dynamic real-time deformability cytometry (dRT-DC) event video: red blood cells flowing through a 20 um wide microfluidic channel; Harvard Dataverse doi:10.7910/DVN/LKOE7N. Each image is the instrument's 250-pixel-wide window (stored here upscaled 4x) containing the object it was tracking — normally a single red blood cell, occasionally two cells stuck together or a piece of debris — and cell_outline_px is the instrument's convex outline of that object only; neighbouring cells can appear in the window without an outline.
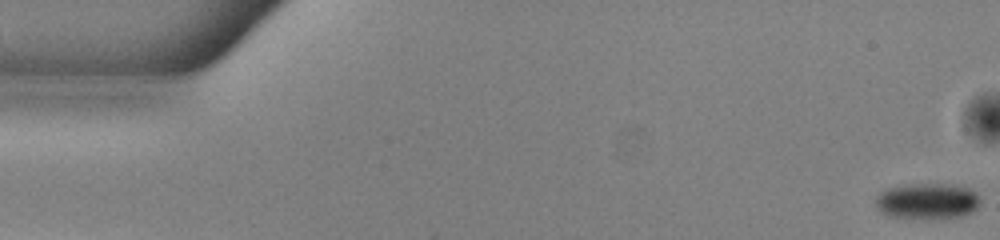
{"species": "common noctule bat (a hibernating species)", "species_latin": "Nyctalus noctula", "temperature_condition": "warm", "stored_images_in_passage": 53, "camera_frame_rate_fps": 3000, "um_per_image_px": 0.085, "animal": {"sex": "male", "body_mass_g": 13.0, "forearm_length_mm": 53.1}, "frame": {"image": 1, "passage_image": 1, "time_ms": 0.0, "image_size_px": [1000, 240], "cell_outline_px": [[980, 204], [972, 212], [960, 216], [892, 216], [880, 212], [876, 208], [876, 196], [880, 192], [888, 188], [912, 184], [948, 184], [968, 188], [976, 192], [980, 200]], "centroid_in_image_um": [78.82, 17.05], "position_along_channel_um": 6.2, "area_um2": 21.1}}
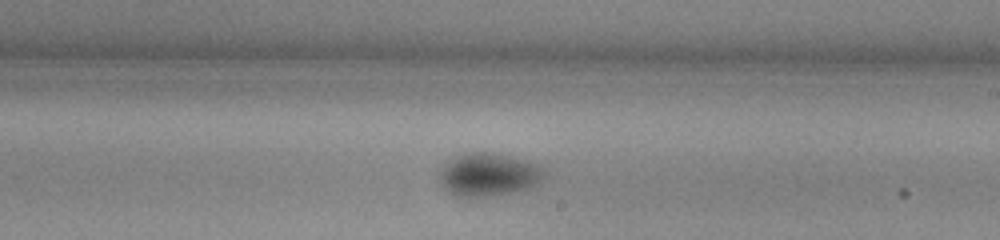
{"frame": {"image": 2, "passage_image": 31, "time_ms": 10.0, "image_size_px": [1000, 240], "cell_outline_px": [[544, 176], [532, 188], [512, 192], [484, 196], [456, 196], [448, 192], [444, 188], [440, 180], [440, 172], [444, 164], [448, 160], [468, 152], [496, 152], [512, 156], [536, 164], [544, 168]], "centroid_in_image_um": [41.53, 14.82], "position_along_channel_um": 247.5, "area_um2": 26.18}}
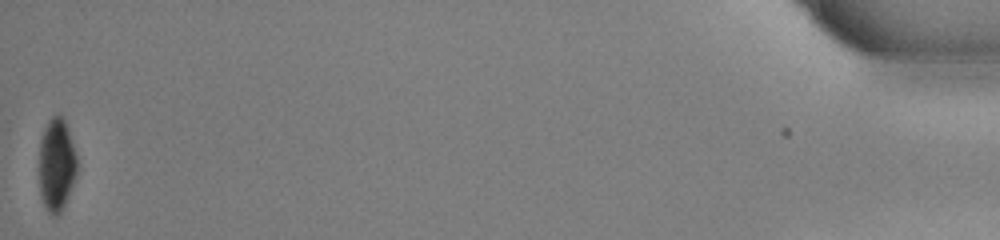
{"frame": {"image": 3, "passage_image": 53, "time_ms": 17.333, "image_size_px": [1000, 240], "cell_outline_px": [[76, 172], [68, 196], [60, 216], [52, 216], [48, 212], [40, 196], [40, 140], [44, 128], [48, 120], [56, 112], [64, 120], [76, 156]], "centroid_in_image_um": [4.78, 14.03], "position_along_channel_um": 430.4, "area_um2": 20.17}, "authors_computed_cell_mechanics": {"area_um2": 24.7384, "velocity_mm_per_s": 3.9072, "shape_relaxation_time_tau1_ms": 4.8995, "shape_relaxation_time_tau2_ms": null, "deformation_change_tau1": 0.1095, "deformation_change_tau2": null}}